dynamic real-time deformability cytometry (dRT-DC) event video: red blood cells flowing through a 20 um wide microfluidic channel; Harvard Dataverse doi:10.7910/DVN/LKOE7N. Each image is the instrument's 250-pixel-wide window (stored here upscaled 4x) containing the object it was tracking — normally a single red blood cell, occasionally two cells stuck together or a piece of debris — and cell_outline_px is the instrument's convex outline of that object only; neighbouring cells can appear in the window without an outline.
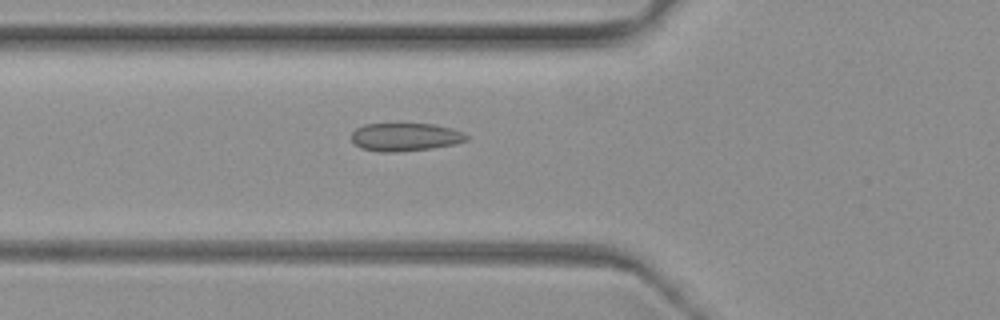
{"species": "common noctule bat (a hibernating species)", "species_latin": "Nyctalus noctula", "temperature_condition": "warm", "stored_images_in_passage": 3, "camera_frame_rate_fps": 3000, "um_per_image_px": 0.085, "animal": {"sex": "female", "body_mass_g": 19.3, "forearm_length_mm": 54.1}, "frame": {"image": 1, "passage_image": 3, "time_ms": 0.667, "image_size_px": [1000, 320], "cell_outline_px": [[468, 140], [456, 144], [432, 148], [396, 152], [380, 152], [360, 148], [352, 140], [352, 132], [356, 128], [364, 124], [436, 124], [452, 128], [464, 132], [468, 136]], "centroid_in_image_um": [34.47, 11.64], "position_along_channel_um": 91.3, "area_um2": 18.96}}